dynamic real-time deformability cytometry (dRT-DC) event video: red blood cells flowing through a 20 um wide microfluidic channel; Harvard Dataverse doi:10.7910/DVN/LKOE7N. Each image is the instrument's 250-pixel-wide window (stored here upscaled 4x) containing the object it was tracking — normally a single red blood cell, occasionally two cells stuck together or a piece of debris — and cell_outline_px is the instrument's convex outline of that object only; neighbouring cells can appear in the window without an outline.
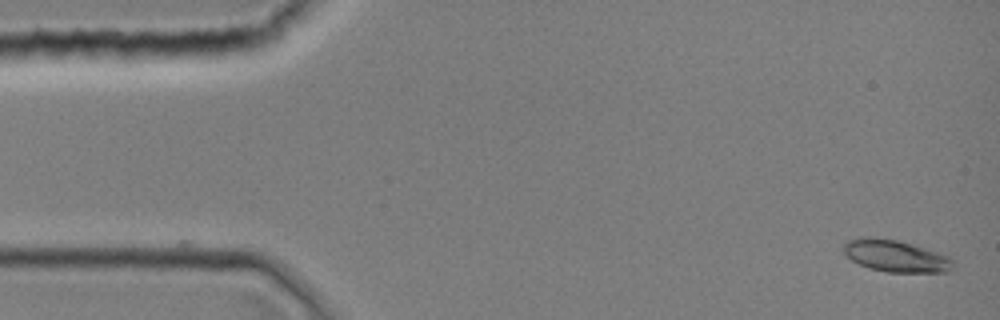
{"species": "common noctule bat (a hibernating species)", "species_latin": "Nyctalus noctula", "temperature_condition": "room temperature", "stored_images_in_passage": 7, "camera_frame_rate_fps": 3000, "um_per_image_px": 0.085, "animal": {"sex": "female", "body_mass_g": 19.0, "forearm_length_mm": 51.5}, "frame": {"image": 1, "passage_image": 1, "time_ms": 0.0, "image_size_px": [1000, 320], "cell_outline_px": [[956, 268], [948, 272], [888, 272], [868, 268], [852, 260], [844, 252], [844, 244], [848, 240], [860, 236], [876, 236], [900, 240], [948, 256], [956, 260]], "centroid_in_image_um": [76.17, 21.75], "position_along_channel_um": 8.8, "area_um2": 20.75}}